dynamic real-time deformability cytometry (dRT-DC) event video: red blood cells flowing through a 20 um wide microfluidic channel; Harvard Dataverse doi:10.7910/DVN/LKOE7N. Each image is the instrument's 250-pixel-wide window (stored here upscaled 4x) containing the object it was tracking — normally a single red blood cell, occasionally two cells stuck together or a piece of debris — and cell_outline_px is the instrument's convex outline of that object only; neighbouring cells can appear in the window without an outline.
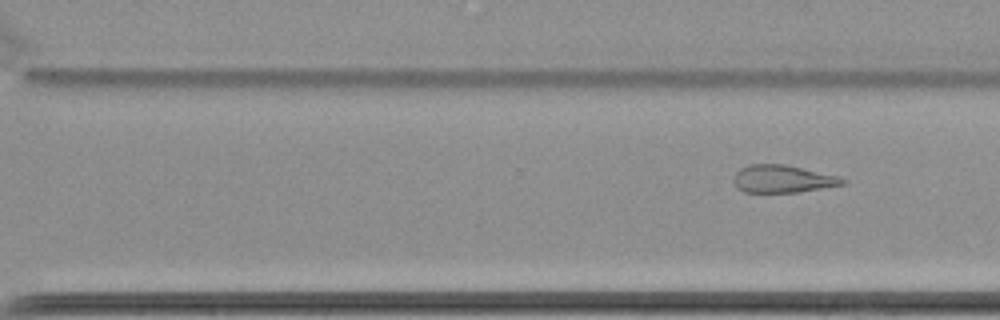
{"species": "common noctule bat (a hibernating species)", "species_latin": "Nyctalus noctula", "temperature_condition": "cold", "stored_images_in_passage": 9, "segment_of_instrument_passage": [2, 2], "camera_frame_rate_fps": 3000, "um_per_image_px": 0.085, "animal": {"sex": "female", "body_mass_g": 22.7, "forearm_length_mm": 54.2}, "frame": {"image": 1, "passage_image": 9, "time_ms": 2.667, "image_size_px": [1000, 320], "cell_outline_px": [[848, 184], [800, 192], [744, 192], [736, 188], [732, 180], [736, 172], [740, 168], [748, 164], [784, 164], [836, 176], [848, 180]], "centroid_in_image_um": [66.51, 15.21], "position_along_channel_um": 304.1, "area_um2": 17.63}}